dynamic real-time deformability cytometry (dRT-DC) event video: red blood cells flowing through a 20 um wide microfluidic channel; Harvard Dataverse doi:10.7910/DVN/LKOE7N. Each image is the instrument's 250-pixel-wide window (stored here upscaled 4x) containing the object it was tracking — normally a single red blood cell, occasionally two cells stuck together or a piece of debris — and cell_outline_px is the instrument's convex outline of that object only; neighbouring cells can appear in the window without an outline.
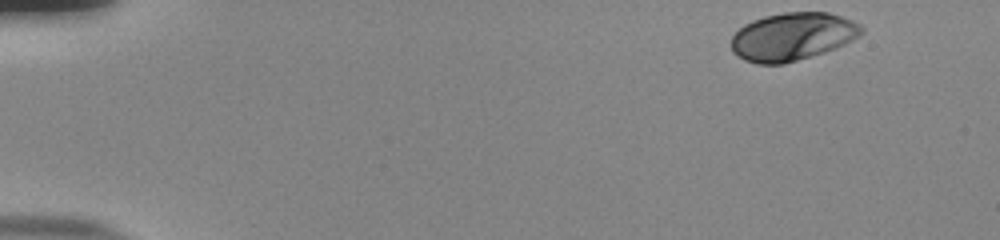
{"species": "human", "species_latin": "Homo sapiens", "temperature_condition": "room temperature", "stored_images_in_passage": 51, "camera_frame_rate_fps": 3000, "um_per_image_px": 0.085, "donor": {"sex": "male"}, "frame": {"image": 1, "passage_image": 1, "time_ms": 0.0, "image_size_px": [1000, 240], "cell_outline_px": [[864, 32], [860, 36], [844, 44], [824, 52], [784, 64], [756, 64], [744, 60], [732, 52], [732, 36], [744, 24], [752, 20], [764, 16], [784, 12], [828, 12], [852, 20], [860, 24], [864, 28]], "centroid_in_image_um": [67.36, 3.1], "position_along_channel_um": 17.6, "area_um2": 36.41}}
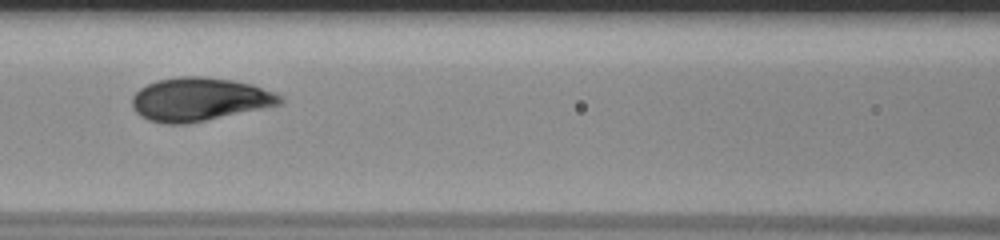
{"frame": {"image": 2, "passage_image": 22, "time_ms": 7.0, "image_size_px": [1000, 240], "cell_outline_px": [[284, 100], [280, 104], [188, 124], [168, 124], [148, 120], [140, 116], [136, 112], [132, 104], [132, 96], [140, 88], [156, 80], [180, 76], [200, 76], [232, 80], [252, 84], [284, 96]], "centroid_in_image_um": [16.93, 8.44], "position_along_channel_um": 149.7, "area_um2": 37.28}}
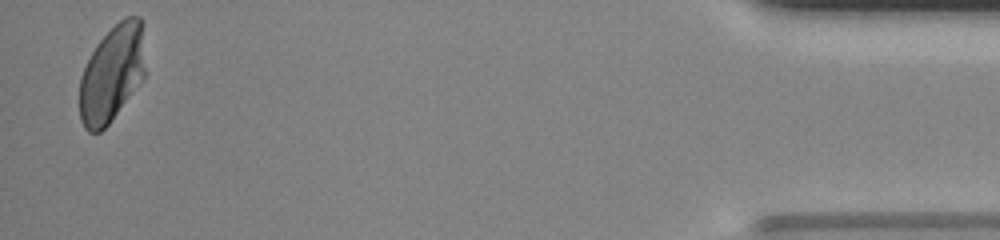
{"frame": {"image": 3, "passage_image": 50, "time_ms": 16.333, "image_size_px": [1000, 240], "cell_outline_px": [[144, 76], [108, 124], [100, 132], [88, 132], [84, 128], [80, 120], [80, 76], [96, 44], [124, 16], [140, 16], [144, 20]], "centroid_in_image_um": [9.52, 6.21], "position_along_channel_um": 425.7, "area_um2": 36.82}, "authors_computed_cell_mechanics": {"area_um2": 36.8764, "velocity_mm_per_s": 3.7646, "shape_relaxation_time_tau1_ms": 2.9938, "shape_relaxation_time_tau2_ms": null, "deformation_change_tau1": 0.1449, "deformation_change_tau2": null}}